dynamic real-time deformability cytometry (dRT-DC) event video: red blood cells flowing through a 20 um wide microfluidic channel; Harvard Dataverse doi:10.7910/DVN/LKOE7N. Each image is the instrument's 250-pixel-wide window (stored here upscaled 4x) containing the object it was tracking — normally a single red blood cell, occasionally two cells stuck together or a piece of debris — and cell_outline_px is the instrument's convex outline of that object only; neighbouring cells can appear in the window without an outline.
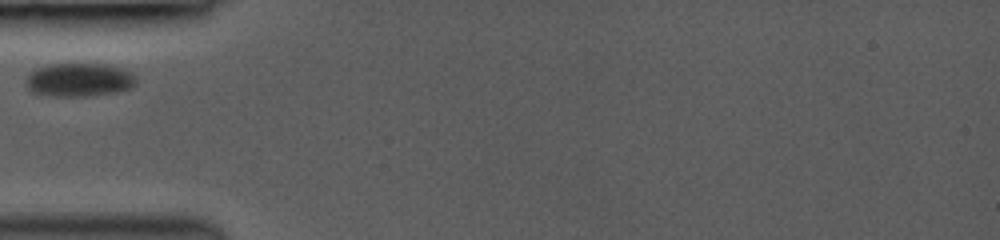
{"species": "common noctule bat (a hibernating species)", "species_latin": "Nyctalus noctula", "temperature_condition": "room temperature", "stored_images_in_passage": 4, "camera_frame_rate_fps": 3000, "um_per_image_px": 0.085, "animal": {"sex": "female", "body_mass_g": 19.0, "forearm_length_mm": 53.3}, "frame": {"image": 1, "passage_image": 1, "time_ms": 0.0, "image_size_px": [1000, 240], "cell_outline_px": [[136, 84], [128, 88], [116, 92], [92, 96], [48, 96], [32, 92], [28, 88], [24, 80], [28, 72], [36, 68], [48, 64], [100, 64], [120, 68], [132, 72], [136, 76]], "centroid_in_image_um": [6.68, 6.79], "position_along_channel_um": 78.3, "area_um2": 21.73}}